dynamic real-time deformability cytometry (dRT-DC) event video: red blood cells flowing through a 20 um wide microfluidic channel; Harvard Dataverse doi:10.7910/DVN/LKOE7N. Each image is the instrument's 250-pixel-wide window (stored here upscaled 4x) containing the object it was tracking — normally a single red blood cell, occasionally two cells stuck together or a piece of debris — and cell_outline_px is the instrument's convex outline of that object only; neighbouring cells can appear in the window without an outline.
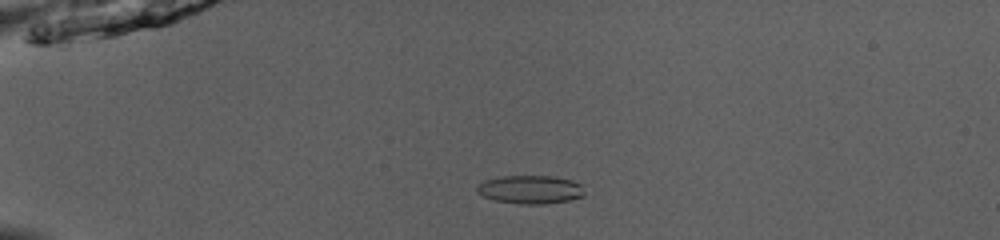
{"species": "common noctule bat (a hibernating species)", "species_latin": "Nyctalus noctula", "temperature_condition": "room temperature", "stored_images_in_passage": 52, "camera_frame_rate_fps": 3000, "um_per_image_px": 0.085, "animal": {"sex": "male", "body_mass_g": 13.0, "forearm_length_mm": 53.1}, "frame": {"image": 1, "passage_image": 14, "time_ms": 4.333, "image_size_px": [1000, 240], "cell_outline_px": [[584, 196], [568, 200], [544, 204], [520, 204], [496, 200], [484, 196], [476, 192], [476, 184], [484, 180], [500, 176], [552, 176], [572, 180], [580, 184], [584, 192]], "centroid_in_image_um": [45.04, 16.1], "position_along_channel_um": 40.0, "area_um2": 17.8}}
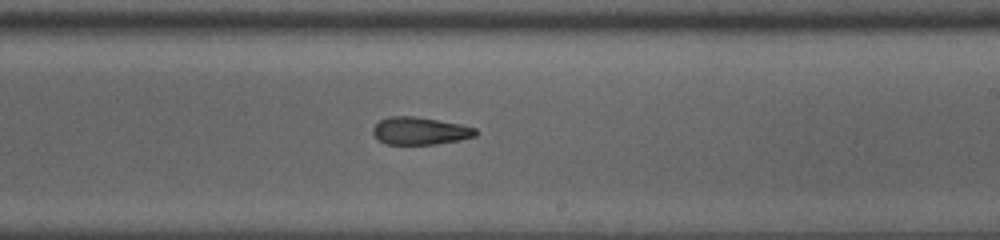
{"frame": {"image": 2, "passage_image": 33, "time_ms": 10.667, "image_size_px": [1000, 240], "cell_outline_px": [[480, 132], [476, 136], [460, 140], [436, 144], [384, 144], [372, 132], [372, 128], [380, 120], [388, 116], [416, 116], [460, 124], [476, 128]], "centroid_in_image_um": [35.73, 11.12], "position_along_channel_um": 253.3, "area_um2": 16.59}}
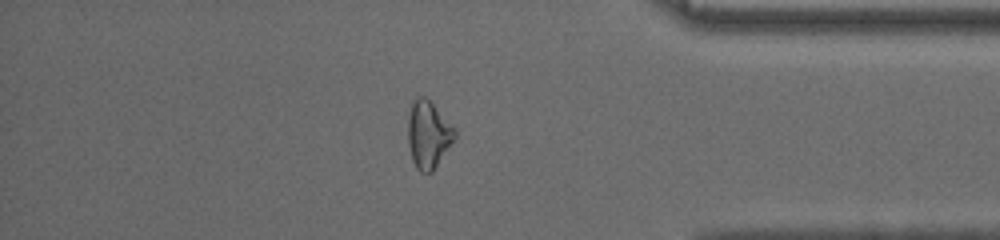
{"frame": {"image": 3, "passage_image": 45, "time_ms": 14.667, "image_size_px": [1000, 240], "cell_outline_px": [[456, 136], [432, 172], [420, 172], [416, 168], [412, 160], [408, 144], [408, 116], [412, 104], [416, 96], [424, 96], [432, 104], [456, 132]], "centroid_in_image_um": [36.36, 11.46], "position_along_channel_um": 398.8, "area_um2": 17.8}, "authors_computed_cell_mechanics": {"area_um2": 17.9758, "velocity_mm_per_s": 4.0452, "shape_relaxation_time_tau1_ms": null, "shape_relaxation_time_tau2_ms": 3.8512, "deformation_change_tau1": null, "deformation_change_tau2": 0.1424}}